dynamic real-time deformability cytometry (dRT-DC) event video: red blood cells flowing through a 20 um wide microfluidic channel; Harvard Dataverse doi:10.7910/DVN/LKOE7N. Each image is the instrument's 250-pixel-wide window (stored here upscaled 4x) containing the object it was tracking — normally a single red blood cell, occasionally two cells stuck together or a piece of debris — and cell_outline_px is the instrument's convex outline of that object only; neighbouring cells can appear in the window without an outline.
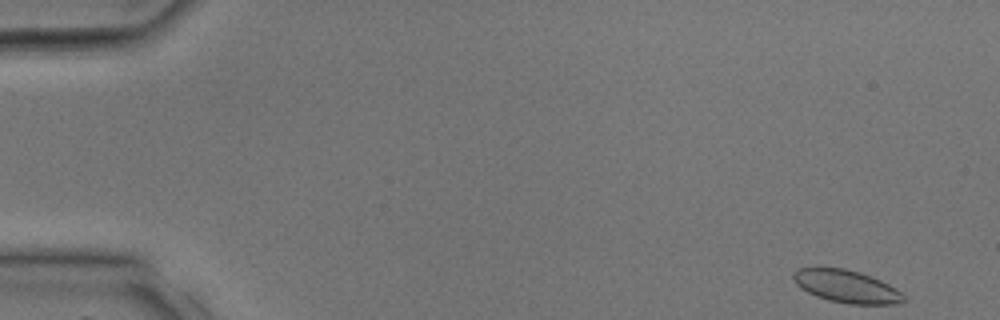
{"species": "common noctule bat (a hibernating species)", "species_latin": "Nyctalus noctula", "temperature_condition": "room temperature", "stored_images_in_passage": 10, "camera_frame_rate_fps": 3000, "um_per_image_px": 0.085, "animal": {"sex": "male", "body_mass_g": 17.9, "forearm_length_mm": 54.2}, "frame": {"image": 1, "passage_image": 1, "time_ms": 0.0, "image_size_px": [1000, 320], "cell_outline_px": [[904, 300], [900, 304], [848, 304], [828, 300], [816, 296], [800, 288], [792, 280], [792, 272], [796, 268], [844, 268], [860, 272], [880, 280], [896, 288], [904, 296]], "centroid_in_image_um": [71.91, 24.34], "position_along_channel_um": 13.1, "area_um2": 21.04}}